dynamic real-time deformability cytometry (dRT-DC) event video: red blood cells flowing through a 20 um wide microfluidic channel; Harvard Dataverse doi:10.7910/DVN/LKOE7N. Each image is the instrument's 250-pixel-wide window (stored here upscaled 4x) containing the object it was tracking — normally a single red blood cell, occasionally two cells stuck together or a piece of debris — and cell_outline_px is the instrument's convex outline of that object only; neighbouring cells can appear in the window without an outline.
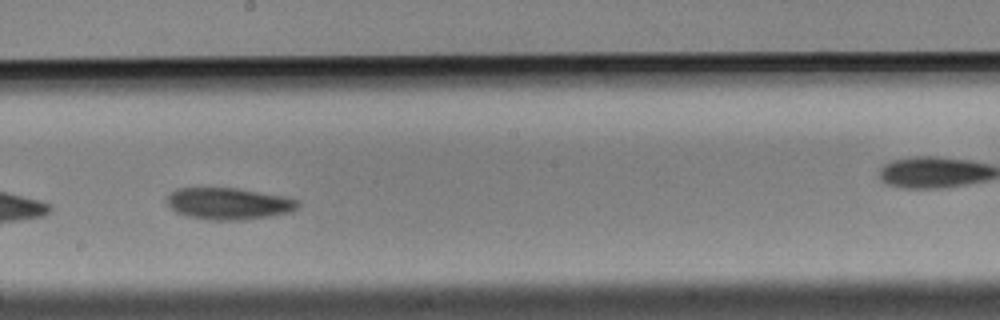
{"species": "Egyptian fruit bat (a non-hibernating species)", "species_latin": "Rousettus aegyptiacus", "temperature_condition": "cold", "stored_images_in_passage": 40, "camera_frame_rate_fps": 3000, "um_per_image_px": 0.085, "animal": {"sex": "male"}, "frame": {"image": 1, "passage_image": 29, "time_ms": 9.333, "image_size_px": [1000, 320], "cell_outline_px": [[300, 204], [292, 212], [244, 220], [208, 220], [188, 216], [176, 212], [168, 204], [168, 196], [176, 188], [236, 188], [284, 196], [300, 200]], "centroid_in_image_um": [19.47, 17.31], "position_along_channel_um": 228.7, "area_um2": 24.16}}